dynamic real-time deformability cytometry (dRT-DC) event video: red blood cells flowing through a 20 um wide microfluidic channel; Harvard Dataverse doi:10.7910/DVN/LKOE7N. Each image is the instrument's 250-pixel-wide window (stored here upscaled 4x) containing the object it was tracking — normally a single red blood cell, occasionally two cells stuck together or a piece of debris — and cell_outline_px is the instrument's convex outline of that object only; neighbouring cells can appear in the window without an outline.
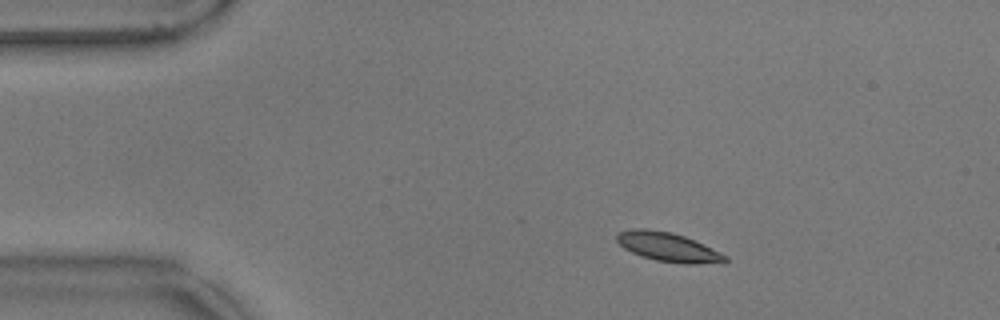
{"species": "common noctule bat (a hibernating species)", "species_latin": "Nyctalus noctula", "temperature_condition": "warm", "stored_images_in_passage": 48, "camera_frame_rate_fps": 3000, "um_per_image_px": 0.085, "animal": {"sex": "male", "body_mass_g": 17.9}, "frame": {"image": 1, "passage_image": 1, "time_ms": 0.0, "image_size_px": [1000, 320], "cell_outline_px": [[728, 260], [724, 264], [688, 264], [656, 260], [632, 252], [624, 248], [616, 240], [616, 232], [632, 228], [644, 228], [672, 232], [684, 236], [728, 256]], "centroid_in_image_um": [56.8, 21.0], "position_along_channel_um": 28.2, "area_um2": 18.38}}
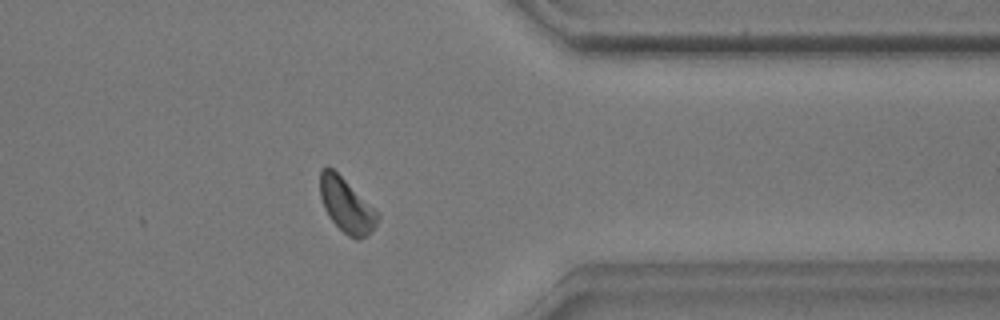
{"frame": {"image": 2, "passage_image": 37, "time_ms": 12.0, "image_size_px": [1000, 320], "cell_outline_px": [[380, 220], [364, 236], [356, 240], [348, 236], [328, 216], [324, 208], [320, 196], [320, 172], [328, 164], [380, 216]], "centroid_in_image_um": [29.4, 17.45], "position_along_channel_um": 382.0, "area_um2": 17.4}}
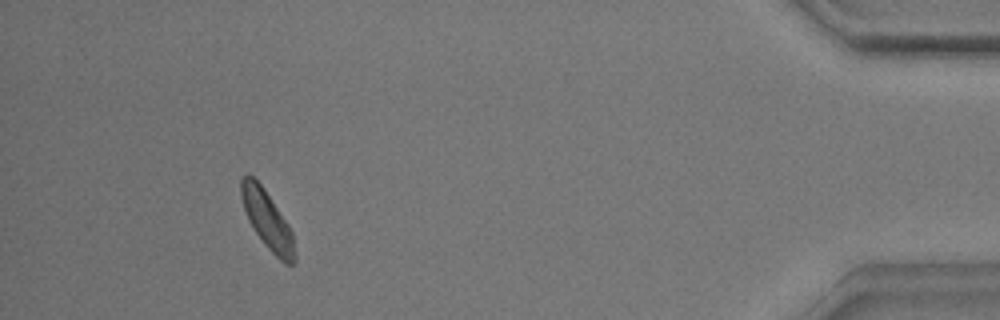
{"frame": {"image": 3, "passage_image": 44, "time_ms": 14.333, "image_size_px": [1000, 320], "cell_outline_px": [[296, 260], [292, 264], [284, 264], [268, 248], [256, 232], [248, 220], [240, 196], [240, 180], [248, 172], [264, 188], [288, 224], [292, 232], [296, 256]], "centroid_in_image_um": [22.72, 18.68], "position_along_channel_um": 412.5, "area_um2": 17.98}, "authors_computed_cell_mechanics": {"area_um2": 18.1492, "velocity_mm_per_s": 3.5218, "shape_relaxation_time_tau1_ms": 7.4162, "shape_relaxation_time_tau2_ms": 7.1719, "deformation_change_tau1": 0.1628, "deformation_change_tau2": 0.1257}}